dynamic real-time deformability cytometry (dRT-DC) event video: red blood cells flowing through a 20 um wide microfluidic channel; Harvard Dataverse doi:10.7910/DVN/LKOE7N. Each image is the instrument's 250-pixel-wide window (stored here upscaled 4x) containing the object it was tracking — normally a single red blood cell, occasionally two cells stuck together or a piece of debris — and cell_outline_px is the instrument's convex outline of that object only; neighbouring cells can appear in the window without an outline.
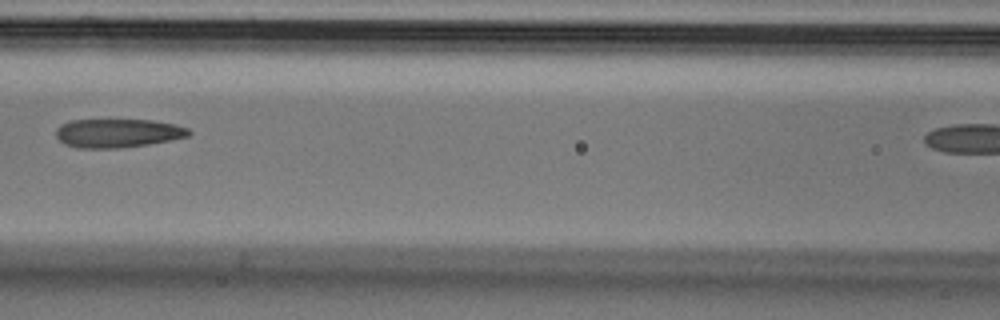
{"species": "Egyptian fruit bat (a non-hibernating species)", "species_latin": "Rousettus aegyptiacus", "temperature_condition": "cold", "stored_images_in_passage": 7, "segment_of_instrument_passage": [1, 2], "camera_frame_rate_fps": 3000, "um_per_image_px": 0.085, "animal": {"sex": "male"}, "frame": {"image": 1, "passage_image": 6, "time_ms": 1.667, "image_size_px": [1000, 320], "cell_outline_px": [[192, 132], [188, 136], [172, 140], [148, 144], [120, 148], [76, 148], [64, 144], [56, 136], [56, 128], [60, 124], [72, 120], [152, 120], [172, 124], [188, 128]], "centroid_in_image_um": [9.98, 11.32], "position_along_channel_um": 156.6, "area_um2": 22.25}}